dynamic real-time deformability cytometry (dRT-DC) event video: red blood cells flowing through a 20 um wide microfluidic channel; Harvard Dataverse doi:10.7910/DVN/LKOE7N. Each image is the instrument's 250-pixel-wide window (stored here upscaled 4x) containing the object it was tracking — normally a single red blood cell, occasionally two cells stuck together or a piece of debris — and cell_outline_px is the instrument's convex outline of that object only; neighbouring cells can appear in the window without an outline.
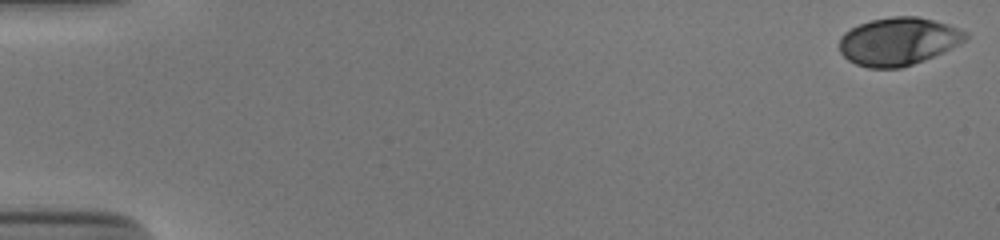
{"species": "human", "species_latin": "Homo sapiens", "temperature_condition": "cold", "stored_images_in_passage": 18, "camera_frame_rate_fps": 3000, "um_per_image_px": 0.085, "donor": {"sex": "male"}, "frame": {"image": 1, "passage_image": 1, "time_ms": 0.0, "image_size_px": [1000, 240], "cell_outline_px": [[968, 36], [960, 44], [944, 52], [924, 60], [900, 68], [868, 68], [856, 64], [848, 60], [840, 52], [840, 36], [844, 32], [860, 24], [872, 20], [892, 16], [916, 16], [948, 24], [968, 32]], "centroid_in_image_um": [76.36, 3.52], "position_along_channel_um": 8.6, "area_um2": 35.14}}
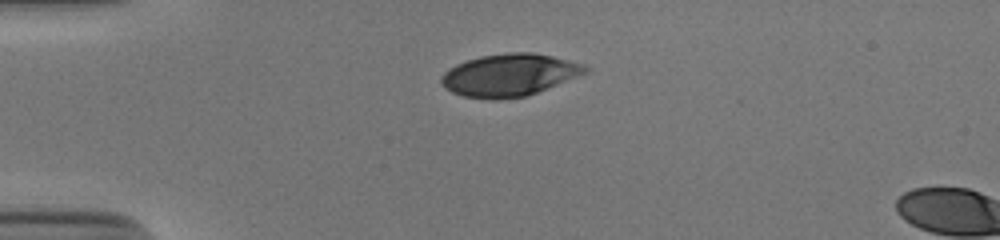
{"frame": {"image": 2, "passage_image": 14, "time_ms": 4.333, "image_size_px": [1000, 240], "cell_outline_px": [[588, 72], [536, 92], [524, 96], [500, 100], [496, 100], [464, 96], [452, 92], [440, 80], [440, 76], [448, 68], [456, 64], [480, 56], [508, 52], [532, 52], [552, 56], [584, 64], [588, 68]], "centroid_in_image_um": [43.28, 6.36], "position_along_channel_um": 41.7, "area_um2": 35.2}}